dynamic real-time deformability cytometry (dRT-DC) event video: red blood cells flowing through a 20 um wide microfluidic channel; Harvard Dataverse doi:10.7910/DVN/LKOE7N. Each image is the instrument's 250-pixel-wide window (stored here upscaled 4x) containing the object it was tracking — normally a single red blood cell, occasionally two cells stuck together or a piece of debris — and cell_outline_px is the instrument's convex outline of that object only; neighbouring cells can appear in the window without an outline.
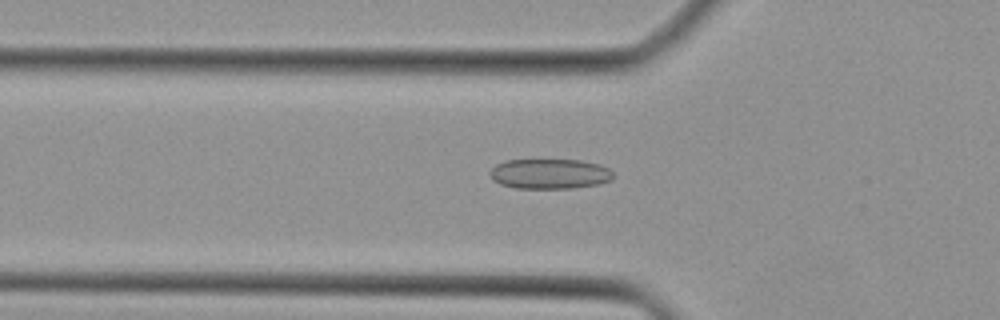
{"species": "Egyptian fruit bat (a non-hibernating species)", "species_latin": "Rousettus aegyptiacus", "temperature_condition": "cold", "stored_images_in_passage": 19, "camera_frame_rate_fps": 3000, "um_per_image_px": 0.085, "animal": {"sex": "female"}, "frame": {"image": 1, "passage_image": 13, "time_ms": 4.0, "image_size_px": [1000, 320], "cell_outline_px": [[612, 180], [600, 184], [572, 188], [516, 188], [500, 184], [492, 180], [488, 172], [496, 164], [508, 160], [580, 160], [600, 164], [608, 168], [612, 172]], "centroid_in_image_um": [46.72, 14.78], "position_along_channel_um": 79.1, "area_um2": 21.68}}
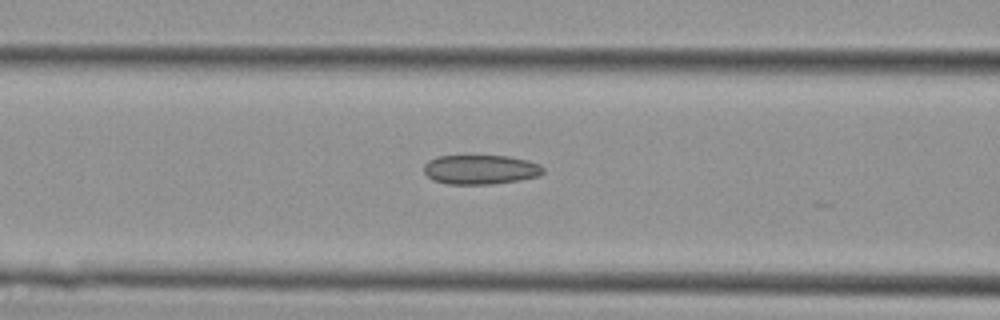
{"frame": {"image": 2, "passage_image": 16, "time_ms": 5.0, "image_size_px": [1000, 320], "cell_outline_px": [[544, 172], [540, 176], [520, 180], [492, 184], [448, 184], [432, 180], [424, 172], [424, 164], [428, 160], [436, 156], [508, 156], [528, 160], [540, 164], [544, 168]], "centroid_in_image_um": [40.86, 14.41], "position_along_channel_um": 125.7, "area_um2": 20.63}}
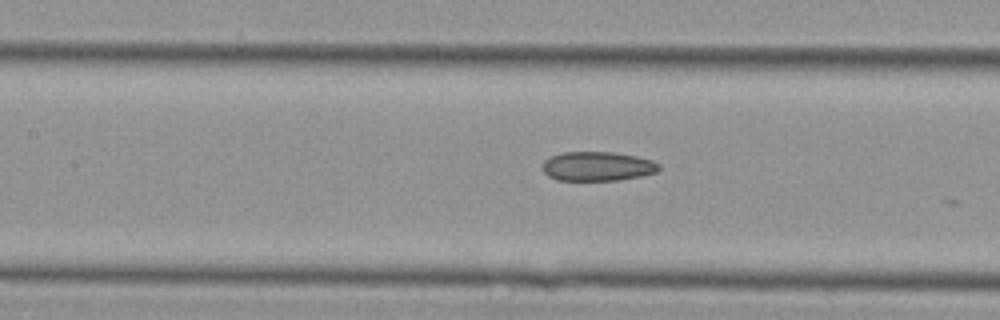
{"frame": {"image": 3, "passage_image": 18, "time_ms": 5.667, "image_size_px": [1000, 320], "cell_outline_px": [[660, 168], [656, 172], [640, 176], [620, 180], [556, 180], [548, 176], [544, 172], [544, 160], [560, 152], [612, 152], [636, 156], [652, 160], [660, 164]], "centroid_in_image_um": [50.79, 14.13], "position_along_channel_um": 156.6, "area_um2": 19.83}}